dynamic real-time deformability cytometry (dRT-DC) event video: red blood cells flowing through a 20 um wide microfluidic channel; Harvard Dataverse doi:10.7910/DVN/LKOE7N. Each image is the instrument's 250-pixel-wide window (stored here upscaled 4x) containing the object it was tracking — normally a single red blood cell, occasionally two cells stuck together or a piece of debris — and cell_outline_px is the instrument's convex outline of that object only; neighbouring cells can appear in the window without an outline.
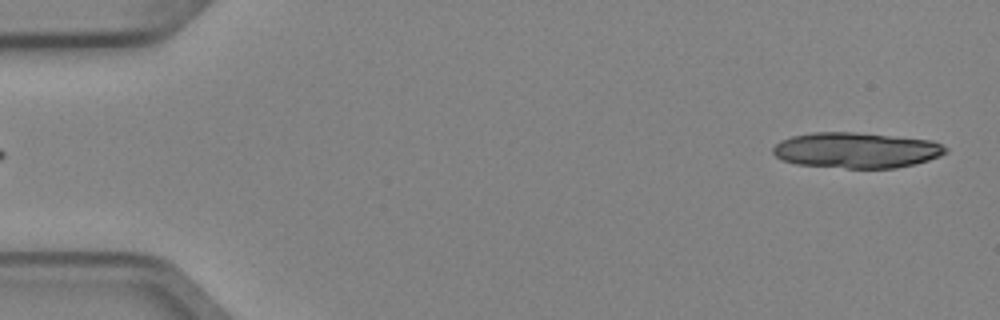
{"species": "Egyptian fruit bat (a non-hibernating species)", "species_latin": "Rousettus aegyptiacus", "temperature_condition": "cold", "stored_images_in_passage": 5, "segment_of_instrument_passage": [2, 2], "camera_frame_rate_fps": 3000, "um_per_image_px": 0.085, "animal": {"sex": "female"}, "frame": {"image": 1, "passage_image": 5, "time_ms": 1.333, "image_size_px": [1000, 320], "cell_outline_px": [[948, 152], [940, 156], [916, 164], [896, 168], [848, 168], [796, 164], [784, 160], [776, 156], [772, 152], [772, 148], [780, 140], [792, 136], [812, 132], [856, 132], [932, 140], [948, 148]], "centroid_in_image_um": [72.8, 12.76], "position_along_channel_um": 12.2, "area_um2": 35.95}}